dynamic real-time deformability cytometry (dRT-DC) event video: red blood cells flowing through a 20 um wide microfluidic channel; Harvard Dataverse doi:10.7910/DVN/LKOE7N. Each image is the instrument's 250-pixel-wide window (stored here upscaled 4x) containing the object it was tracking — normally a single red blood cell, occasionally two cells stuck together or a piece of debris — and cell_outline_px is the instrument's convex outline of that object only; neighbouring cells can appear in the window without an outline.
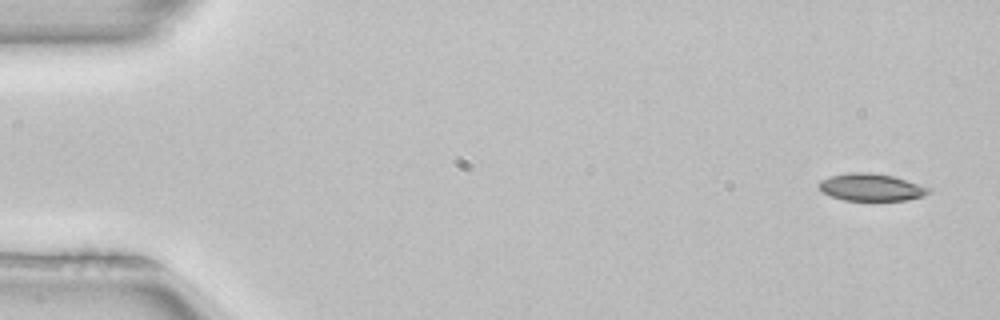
{"species": "common noctule bat (a hibernating species)", "species_latin": "Nyctalus noctula", "temperature_condition": "room temperature", "stored_images_in_passage": 4, "camera_frame_rate_fps": 3000, "um_per_image_px": 0.085, "animal": {"sex": "female", "body_mass_g": 22.7, "forearm_length_mm": 54.2}, "frame": {"image": 1, "passage_image": 1, "time_ms": 0.0, "image_size_px": [1000, 320], "cell_outline_px": [[932, 188], [924, 196], [908, 200], [844, 200], [832, 196], [824, 192], [816, 184], [820, 180], [832, 176], [848, 172], [868, 172], [892, 176]], "centroid_in_image_um": [74.04, 15.91], "position_along_channel_um": 11.0, "area_um2": 17.28}}
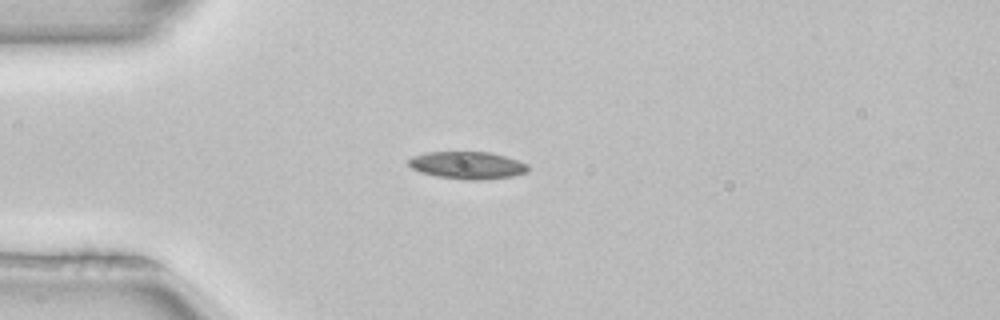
{"frame": {"image": 2, "passage_image": 4, "time_ms": 1.0, "image_size_px": [1000, 320], "cell_outline_px": [[528, 172], [512, 176], [488, 180], [472, 180], [436, 176], [420, 172], [412, 168], [408, 164], [408, 160], [412, 156], [428, 152], [488, 152], [504, 156], [528, 164]], "centroid_in_image_um": [39.73, 14.05], "position_along_channel_um": 45.3, "area_um2": 19.02}}